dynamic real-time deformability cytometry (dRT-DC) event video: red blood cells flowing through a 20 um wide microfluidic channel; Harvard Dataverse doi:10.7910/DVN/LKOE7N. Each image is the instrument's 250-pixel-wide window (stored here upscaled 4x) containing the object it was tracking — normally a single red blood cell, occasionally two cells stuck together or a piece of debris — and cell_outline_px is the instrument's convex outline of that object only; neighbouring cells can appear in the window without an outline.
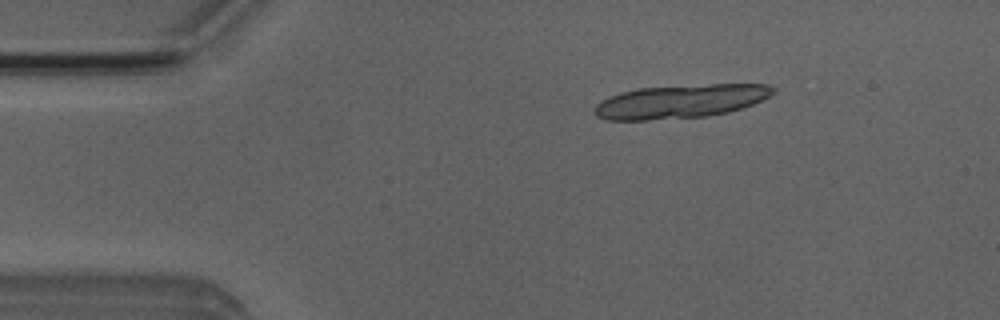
{"species": "Egyptian fruit bat (a non-hibernating species)", "species_latin": "Rousettus aegyptiacus", "temperature_condition": "room temperature", "stored_images_in_passage": 12, "camera_frame_rate_fps": 3000, "um_per_image_px": 0.085, "animal": {"sex": "male"}, "frame": {"image": 1, "passage_image": 3, "time_ms": 0.667, "image_size_px": [1000, 320], "cell_outline_px": [[776, 92], [752, 104], [728, 112], [708, 116], [648, 120], [604, 120], [596, 116], [596, 104], [620, 92], [636, 88], [712, 84], [768, 84], [776, 88]], "centroid_in_image_um": [57.86, 8.61], "position_along_channel_um": 27.1, "area_um2": 34.74}}